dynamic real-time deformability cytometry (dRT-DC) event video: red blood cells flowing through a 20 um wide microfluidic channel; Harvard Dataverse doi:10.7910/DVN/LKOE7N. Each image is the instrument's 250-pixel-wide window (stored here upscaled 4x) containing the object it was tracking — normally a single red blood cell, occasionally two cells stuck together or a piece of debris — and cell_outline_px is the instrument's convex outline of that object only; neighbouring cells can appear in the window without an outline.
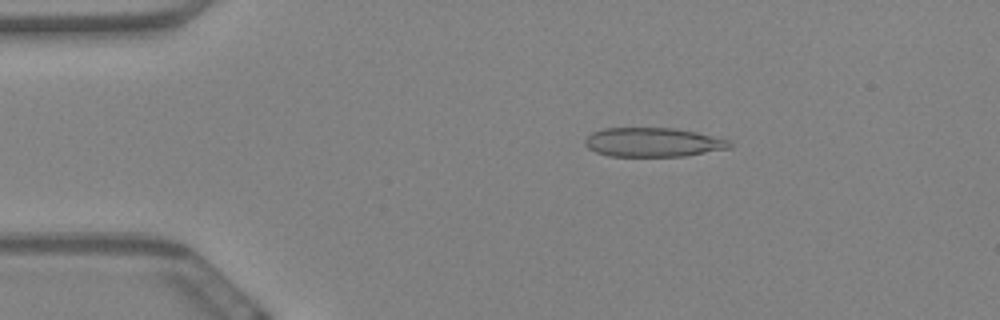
{"species": "Egyptian fruit bat (a non-hibernating species)", "species_latin": "Rousettus aegyptiacus", "temperature_condition": "warm", "stored_images_in_passage": 59, "camera_frame_rate_fps": 3000, "um_per_image_px": 0.085, "animal": {"sex": "female"}, "frame": {"image": 1, "passage_image": 11, "time_ms": 3.333, "image_size_px": [1000, 320], "cell_outline_px": [[732, 148], [684, 156], [612, 156], [596, 152], [588, 148], [584, 144], [584, 140], [592, 132], [604, 128], [672, 128], [696, 132], [732, 140]], "centroid_in_image_um": [55.54, 12.09], "position_along_channel_um": 29.5, "area_um2": 24.62}}
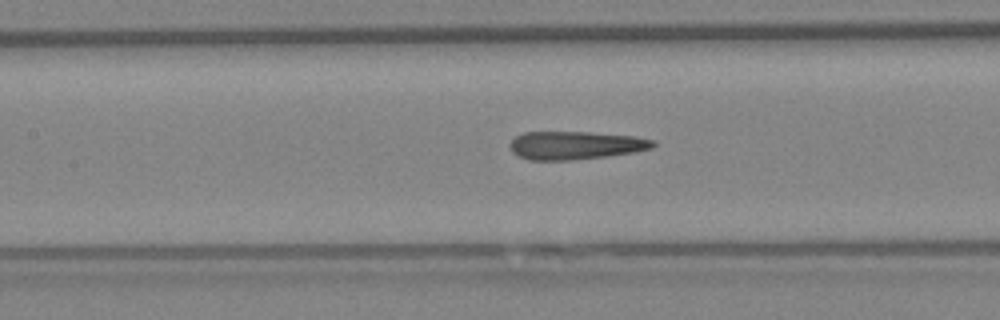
{"frame": {"image": 2, "passage_image": 27, "time_ms": 8.667, "image_size_px": [1000, 320], "cell_outline_px": [[656, 144], [652, 148], [636, 152], [608, 156], [572, 160], [528, 160], [516, 156], [512, 152], [508, 144], [516, 136], [524, 132], [588, 132], [636, 136], [652, 140]], "centroid_in_image_um": [48.89, 12.36], "position_along_channel_um": 158.5, "area_um2": 23.7}}
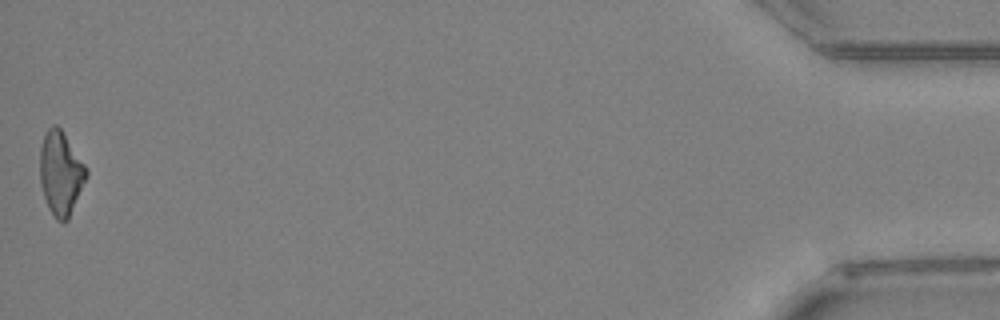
{"frame": {"image": 3, "passage_image": 59, "time_ms": 19.333, "image_size_px": [1000, 320], "cell_outline_px": [[88, 176], [68, 220], [64, 224], [56, 220], [48, 208], [40, 184], [40, 148], [44, 132], [52, 124], [56, 124], [60, 128], [88, 168]], "centroid_in_image_um": [5.16, 14.74], "position_along_channel_um": 430.0, "area_um2": 22.95}, "authors_computed_cell_mechanics": {"area_um2": 24.1026, "velocity_mm_per_s": 3.4545, "shape_relaxation_time_tau1_ms": null, "shape_relaxation_time_tau2_ms": 2.9223, "deformation_change_tau1": null, "deformation_change_tau2": 0.1243}}